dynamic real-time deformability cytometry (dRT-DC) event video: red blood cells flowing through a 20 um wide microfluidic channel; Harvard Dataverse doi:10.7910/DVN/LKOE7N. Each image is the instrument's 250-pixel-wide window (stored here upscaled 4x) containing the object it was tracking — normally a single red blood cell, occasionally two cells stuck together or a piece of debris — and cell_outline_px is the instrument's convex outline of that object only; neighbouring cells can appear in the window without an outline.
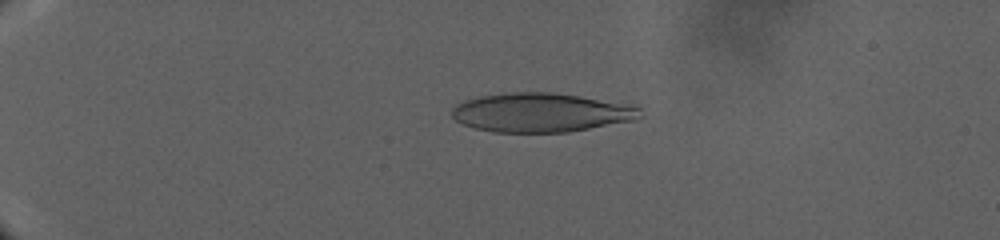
{"species": "human", "species_latin": "Homo sapiens", "temperature_condition": "warm", "stored_images_in_passage": 89, "camera_frame_rate_fps": 3000, "um_per_image_px": 0.085, "donor": {"sex": "male"}, "frame": {"image": 1, "passage_image": 39, "time_ms": 11.667, "image_size_px": [1000, 240], "cell_outline_px": [[644, 116], [636, 120], [568, 132], [492, 132], [472, 128], [456, 120], [452, 116], [452, 108], [456, 104], [464, 100], [480, 96], [504, 92], [552, 92], [636, 104], [640, 108]], "centroid_in_image_um": [46.04, 9.56], "position_along_channel_um": 39.0, "area_um2": 43.47}}
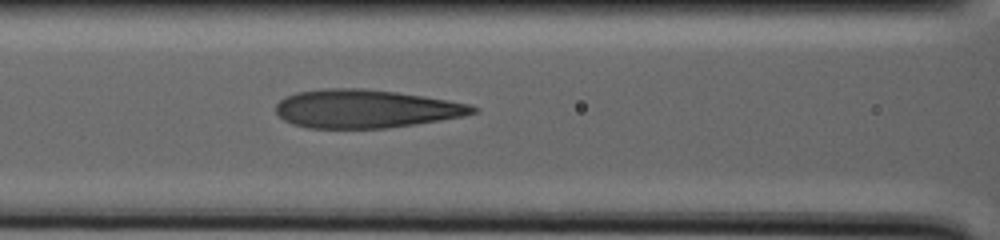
{"frame": {"image": 2, "passage_image": 84, "time_ms": 22.667, "image_size_px": [1000, 240], "cell_outline_px": [[480, 108], [476, 112], [464, 116], [416, 124], [388, 128], [308, 128], [292, 124], [284, 120], [276, 112], [276, 104], [284, 96], [296, 92], [324, 88], [364, 88], [396, 92], [424, 96], [448, 100], [468, 104]], "centroid_in_image_um": [31.06, 9.24], "position_along_channel_um": 135.5, "area_um2": 44.16}}
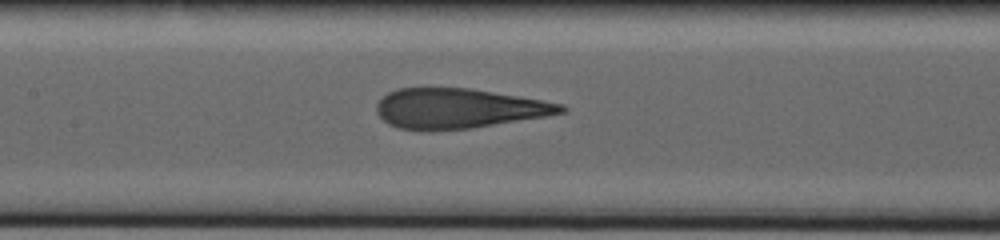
{"frame": {"image": 3, "passage_image": 88, "time_ms": 24.667, "image_size_px": [1000, 240], "cell_outline_px": [[568, 108], [564, 112], [544, 116], [472, 128], [432, 132], [428, 132], [400, 128], [388, 124], [376, 112], [376, 104], [388, 92], [396, 88], [468, 88], [564, 104]], "centroid_in_image_um": [38.91, 9.23], "position_along_channel_um": 168.5, "area_um2": 42.83}}